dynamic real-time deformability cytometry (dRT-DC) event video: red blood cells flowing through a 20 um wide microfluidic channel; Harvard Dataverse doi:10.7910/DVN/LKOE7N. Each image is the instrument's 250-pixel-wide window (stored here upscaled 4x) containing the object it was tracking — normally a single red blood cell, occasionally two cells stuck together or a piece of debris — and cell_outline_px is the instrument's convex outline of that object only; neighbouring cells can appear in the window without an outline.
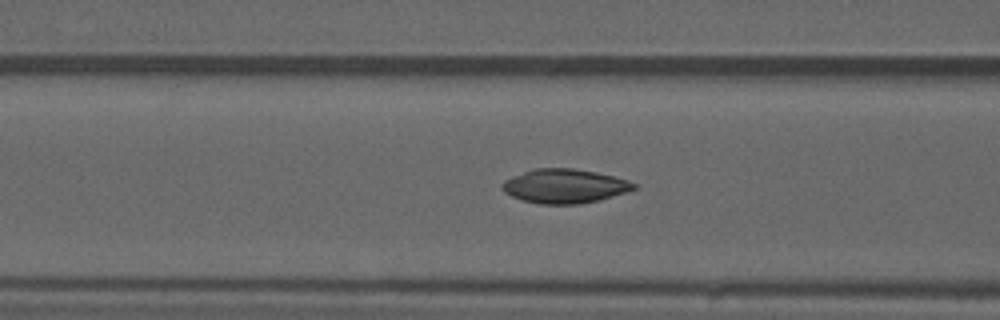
{"species": "common noctule bat (a hibernating species)", "species_latin": "Nyctalus noctula", "temperature_condition": "warm", "stored_images_in_passage": 40, "camera_frame_rate_fps": 3000, "um_per_image_px": 0.085, "animal": {"sex": "male", "forearm_length_mm": 52.5}, "frame": {"image": 1, "passage_image": 7, "time_ms": 2.0, "image_size_px": [1000, 320], "cell_outline_px": [[636, 188], [600, 200], [580, 204], [540, 204], [520, 200], [504, 192], [500, 188], [500, 184], [504, 180], [512, 176], [536, 168], [572, 168], [596, 172], [628, 180], [636, 184]], "centroid_in_image_um": [47.94, 15.82], "position_along_channel_um": 118.7, "area_um2": 26.18}, "authors_computed_cell_mechanics": {"area_um2": 24.9696, "velocity_mm_per_s": 3.7191, "shape_relaxation_time_tau1_ms": 11.3547, "shape_relaxation_time_tau2_ms": 1.3177, "deformation_change_tau1": 0.3282, "deformation_change_tau2": 0.0322}}